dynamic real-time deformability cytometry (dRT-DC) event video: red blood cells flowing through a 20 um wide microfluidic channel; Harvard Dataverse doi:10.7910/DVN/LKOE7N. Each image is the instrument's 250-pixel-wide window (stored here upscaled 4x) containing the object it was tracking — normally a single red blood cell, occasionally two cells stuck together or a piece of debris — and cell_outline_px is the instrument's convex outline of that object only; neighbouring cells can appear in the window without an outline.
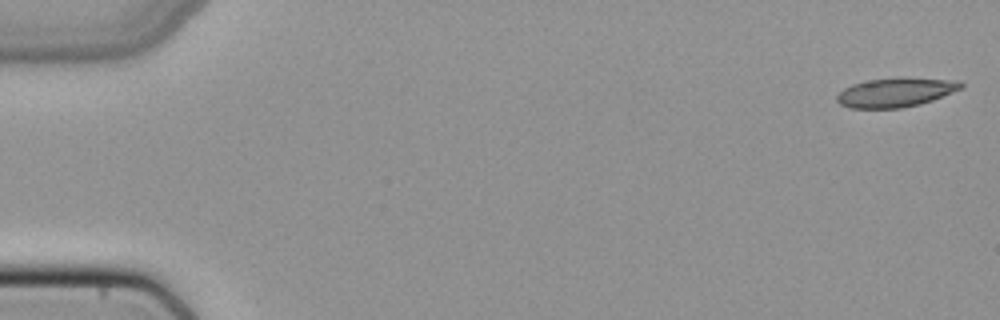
{"species": "common noctule bat (a hibernating species)", "species_latin": "Nyctalus noctula", "temperature_condition": "cold", "stored_images_in_passage": 50, "camera_frame_rate_fps": 3000, "um_per_image_px": 0.085, "animal": {"sex": "female", "body_mass_g": 22.7, "forearm_length_mm": 54.2}, "frame": {"image": 1, "passage_image": 1, "time_ms": 0.0, "image_size_px": [1000, 320], "cell_outline_px": [[964, 84], [960, 88], [932, 100], [920, 104], [900, 108], [852, 108], [840, 104], [836, 100], [836, 96], [844, 88], [852, 84], [864, 80], [900, 76], [904, 76], [960, 80]], "centroid_in_image_um": [76.12, 7.82], "position_along_channel_um": 8.9, "area_um2": 21.44}}
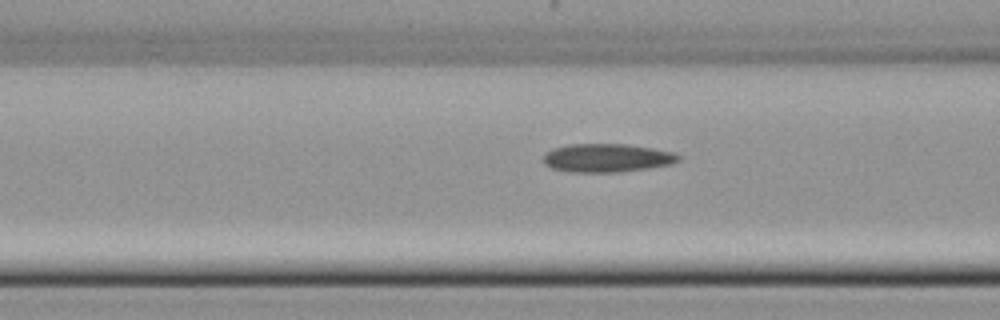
{"frame": {"image": 2, "passage_image": 20, "time_ms": 6.333, "image_size_px": [1000, 320], "cell_outline_px": [[680, 160], [672, 164], [648, 168], [620, 172], [568, 172], [552, 168], [544, 164], [544, 152], [552, 148], [568, 144], [628, 144], [676, 152], [680, 156]], "centroid_in_image_um": [51.59, 13.42], "position_along_channel_um": 115.0, "area_um2": 22.66}}
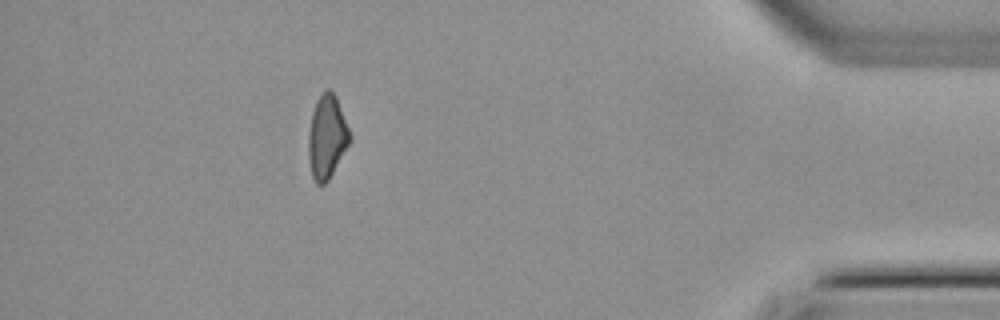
{"frame": {"image": 3, "passage_image": 45, "time_ms": 14.667, "image_size_px": [1000, 320], "cell_outline_px": [[352, 136], [348, 144], [328, 180], [324, 184], [316, 184], [312, 176], [308, 156], [308, 132], [312, 112], [316, 100], [324, 88], [328, 88], [336, 96]], "centroid_in_image_um": [27.77, 11.59], "position_along_channel_um": 407.4, "area_um2": 20.06}}